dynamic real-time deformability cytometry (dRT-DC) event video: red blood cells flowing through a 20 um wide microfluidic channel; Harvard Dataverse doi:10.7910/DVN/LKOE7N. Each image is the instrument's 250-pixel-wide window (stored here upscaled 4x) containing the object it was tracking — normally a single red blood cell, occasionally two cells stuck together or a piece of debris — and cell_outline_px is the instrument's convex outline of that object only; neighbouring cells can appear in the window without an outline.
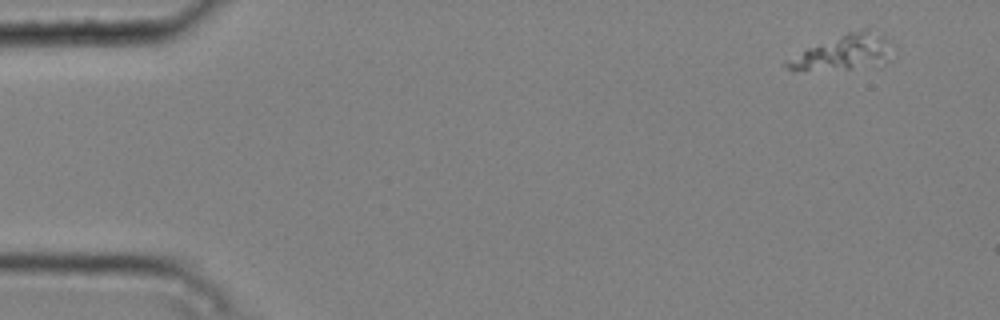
{"species": "common noctule bat (a hibernating species)", "species_latin": "Nyctalus noctula", "temperature_condition": "cold", "stored_images_in_passage": 3, "camera_frame_rate_fps": 3000, "um_per_image_px": 0.085, "animal": {"sex": "male", "body_mass_g": 20.4}, "frame": {"image": 1, "passage_image": 1, "time_ms": 0.0, "image_size_px": [1000, 320], "cell_outline_px": [[888, 60], [880, 68], [792, 72], [784, 64], [784, 60], [808, 48], [848, 32], [864, 32], [884, 36]], "centroid_in_image_um": [71.56, 4.59], "position_along_channel_um": 13.4, "area_um2": 21.21}}